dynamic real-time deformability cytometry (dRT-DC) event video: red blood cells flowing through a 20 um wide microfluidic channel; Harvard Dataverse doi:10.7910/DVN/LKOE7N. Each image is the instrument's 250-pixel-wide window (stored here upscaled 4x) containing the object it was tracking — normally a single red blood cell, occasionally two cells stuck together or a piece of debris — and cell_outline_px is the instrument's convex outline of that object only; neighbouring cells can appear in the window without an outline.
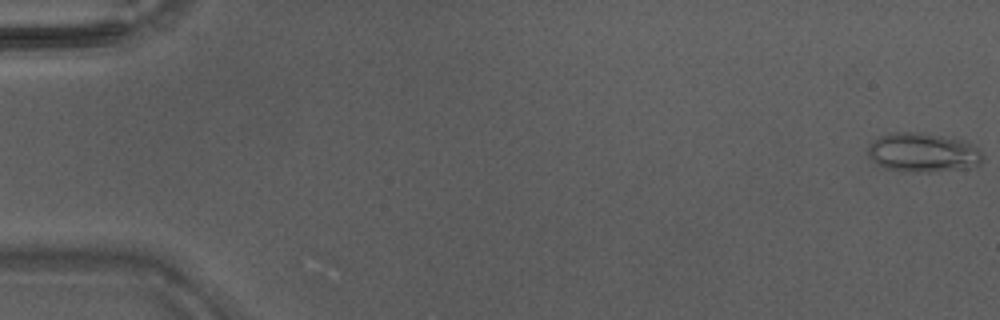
{"species": "Egyptian fruit bat (a non-hibernating species)", "species_latin": "Rousettus aegyptiacus", "temperature_condition": "warm", "stored_images_in_passage": 45, "camera_frame_rate_fps": 3000, "um_per_image_px": 0.085, "animal": {"sex": "male"}, "frame": {"image": 1, "passage_image": 1, "time_ms": 0.0, "image_size_px": [1000, 320], "cell_outline_px": [[984, 160], [980, 164], [968, 168], [932, 172], [916, 172], [884, 168], [876, 164], [868, 156], [868, 144], [872, 140], [888, 132], [920, 132], [960, 140], [980, 148], [984, 156]], "centroid_in_image_um": [78.44, 12.97], "position_along_channel_um": 6.6, "area_um2": 26.47}}
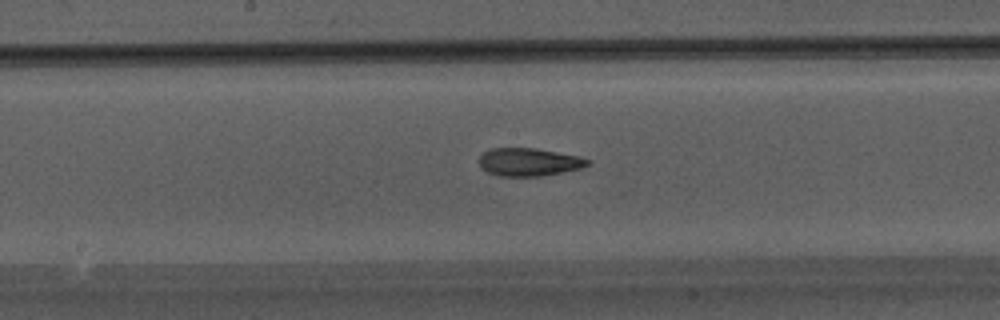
{"frame": {"image": 2, "passage_image": 25, "time_ms": 8.0, "image_size_px": [1000, 320], "cell_outline_px": [[592, 164], [580, 168], [540, 176], [500, 176], [488, 172], [480, 164], [480, 156], [484, 152], [492, 148], [536, 148], [580, 156], [592, 160]], "centroid_in_image_um": [45.01, 13.76], "position_along_channel_um": 203.2, "area_um2": 17.57}}
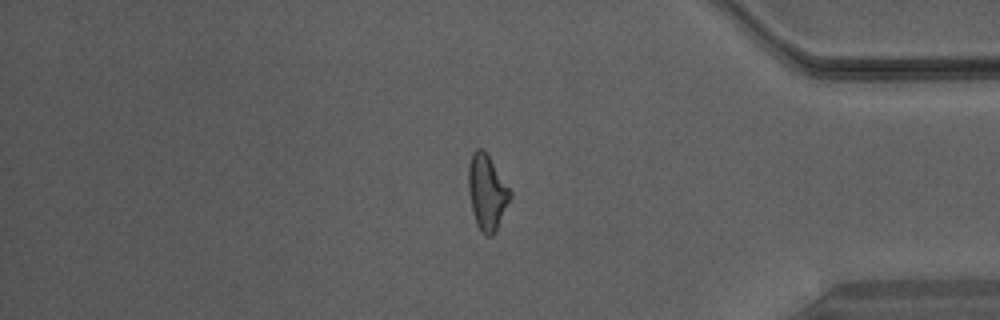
{"frame": {"image": 3, "passage_image": 39, "time_ms": 12.667, "image_size_px": [1000, 320], "cell_outline_px": [[512, 196], [492, 236], [484, 236], [480, 232], [476, 224], [472, 212], [468, 188], [468, 164], [472, 152], [476, 148], [480, 148], [488, 156], [512, 192]], "centroid_in_image_um": [41.36, 16.36], "position_along_channel_um": 393.8, "area_um2": 18.15}}